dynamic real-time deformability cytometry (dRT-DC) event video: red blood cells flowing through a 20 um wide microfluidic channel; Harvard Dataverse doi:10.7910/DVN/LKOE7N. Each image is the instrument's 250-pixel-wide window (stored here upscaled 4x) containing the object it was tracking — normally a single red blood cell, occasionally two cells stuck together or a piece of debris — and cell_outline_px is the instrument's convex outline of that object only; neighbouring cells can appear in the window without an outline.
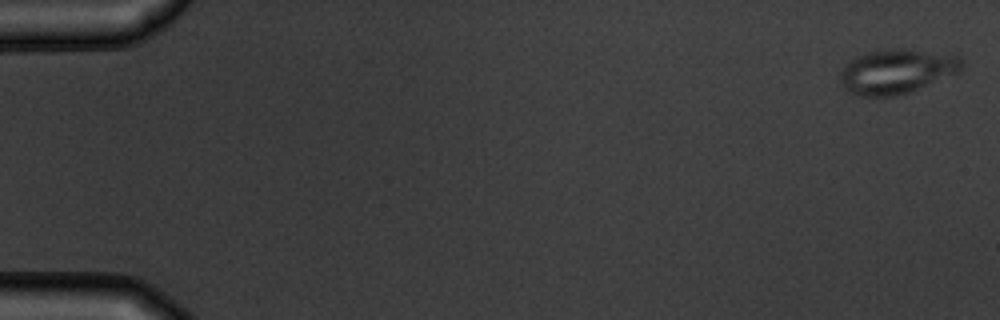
{"species": "common noctule bat (a hibernating species)", "species_latin": "Nyctalus noctula", "temperature_condition": "warm", "stored_images_in_passage": 6, "camera_frame_rate_fps": 3000, "um_per_image_px": 0.085, "animal": {"sex": "male", "body_mass_g": 19.5, "forearm_length_mm": 54.6}, "frame": {"image": 1, "passage_image": 1, "time_ms": 0.0, "image_size_px": [1000, 320], "cell_outline_px": [[964, 64], [960, 72], [908, 92], [892, 96], [860, 96], [848, 92], [844, 88], [840, 80], [840, 72], [856, 56], [868, 52], [896, 48], [960, 56], [964, 60]], "centroid_in_image_um": [76.23, 6.07], "position_along_channel_um": 8.8, "area_um2": 31.1}}